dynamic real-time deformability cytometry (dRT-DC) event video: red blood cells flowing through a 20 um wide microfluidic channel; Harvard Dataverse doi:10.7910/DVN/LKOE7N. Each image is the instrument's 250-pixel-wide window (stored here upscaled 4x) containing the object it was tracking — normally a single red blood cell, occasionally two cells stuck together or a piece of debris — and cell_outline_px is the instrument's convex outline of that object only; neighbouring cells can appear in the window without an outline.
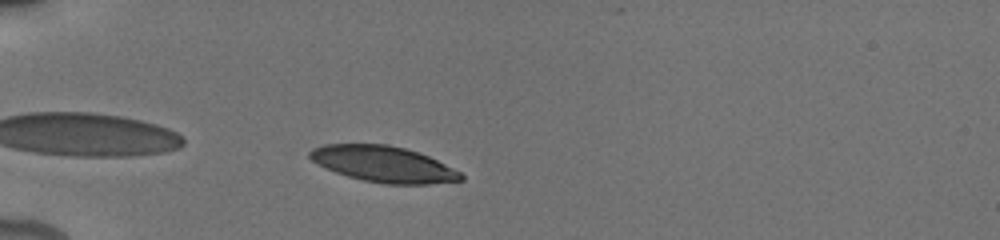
{"species": "human", "species_latin": "Homo sapiens", "temperature_condition": "cold", "stored_images_in_passage": 45, "camera_frame_rate_fps": 3000, "um_per_image_px": 0.085, "donor": {"sex": "male"}, "frame": {"image": 1, "passage_image": 2, "time_ms": 0.333, "image_size_px": [1000, 240], "cell_outline_px": [[464, 180], [428, 184], [384, 184], [364, 180], [348, 176], [336, 172], [312, 160], [308, 156], [308, 152], [312, 148], [324, 144], [388, 144], [420, 152], [460, 172], [464, 176]], "centroid_in_image_um": [32.6, 13.94], "position_along_channel_um": 52.4, "area_um2": 31.5}}
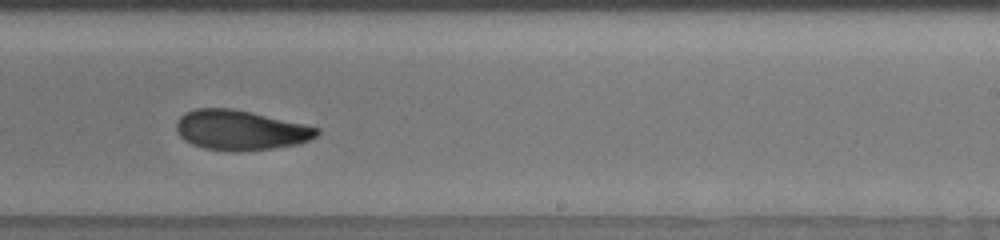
{"frame": {"image": 2, "passage_image": 32, "time_ms": 6.667, "image_size_px": [1000, 240], "cell_outline_px": [[320, 132], [316, 136], [300, 144], [272, 148], [236, 152], [204, 148], [192, 144], [184, 140], [176, 132], [176, 120], [184, 112], [196, 108], [232, 108], [304, 124], [320, 128]], "centroid_in_image_um": [20.41, 11.06], "position_along_channel_um": 268.6, "area_um2": 32.77}}
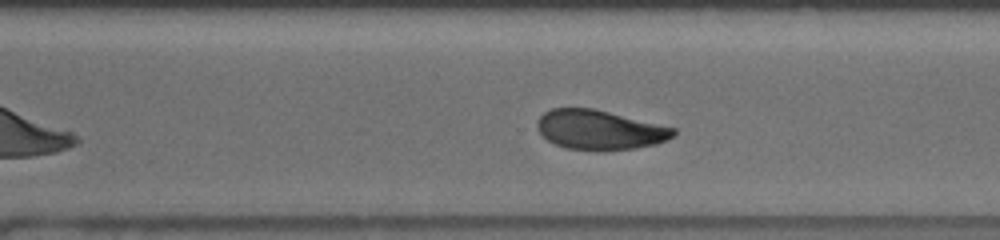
{"frame": {"image": 3, "passage_image": 40, "time_ms": 8.0, "image_size_px": [1000, 240], "cell_outline_px": [[676, 132], [672, 136], [656, 144], [632, 148], [596, 152], [568, 148], [556, 144], [548, 140], [540, 132], [536, 124], [540, 116], [544, 112], [552, 108], [592, 108], [676, 128]], "centroid_in_image_um": [50.95, 11.04], "position_along_channel_um": 319.7, "area_um2": 31.21}}